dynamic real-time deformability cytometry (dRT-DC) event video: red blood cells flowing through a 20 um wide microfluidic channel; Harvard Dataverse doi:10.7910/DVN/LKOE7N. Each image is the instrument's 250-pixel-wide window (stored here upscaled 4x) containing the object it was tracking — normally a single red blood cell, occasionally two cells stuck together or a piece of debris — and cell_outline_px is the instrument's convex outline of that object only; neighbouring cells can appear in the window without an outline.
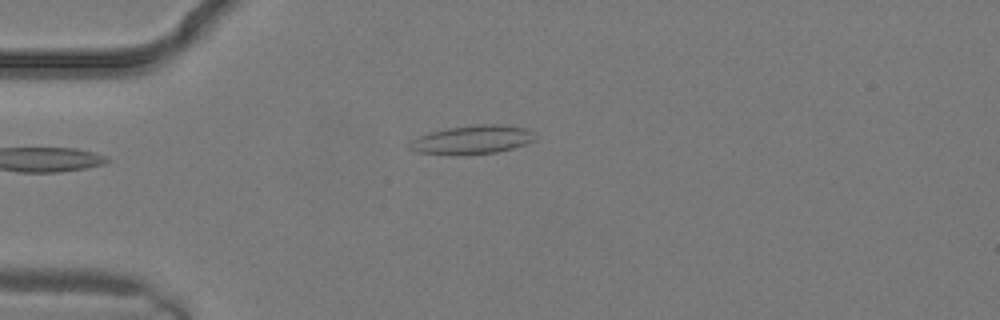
{"species": "common noctule bat (a hibernating species)", "species_latin": "Nyctalus noctula", "temperature_condition": "warm", "stored_images_in_passage": 2, "camera_frame_rate_fps": 3000, "um_per_image_px": 0.085, "animal": {"sex": "male", "body_mass_g": 19.2, "forearm_length_mm": 51.8}, "frame": {"image": 1, "passage_image": 2, "time_ms": 0.333, "image_size_px": [1000, 320], "cell_outline_px": [[536, 140], [512, 148], [496, 152], [456, 156], [416, 152], [408, 148], [408, 144], [412, 140], [420, 136], [432, 132], [448, 128], [480, 124], [500, 124], [524, 128], [536, 132]], "centroid_in_image_um": [40.15, 11.89], "position_along_channel_um": 44.9, "area_um2": 21.1}}